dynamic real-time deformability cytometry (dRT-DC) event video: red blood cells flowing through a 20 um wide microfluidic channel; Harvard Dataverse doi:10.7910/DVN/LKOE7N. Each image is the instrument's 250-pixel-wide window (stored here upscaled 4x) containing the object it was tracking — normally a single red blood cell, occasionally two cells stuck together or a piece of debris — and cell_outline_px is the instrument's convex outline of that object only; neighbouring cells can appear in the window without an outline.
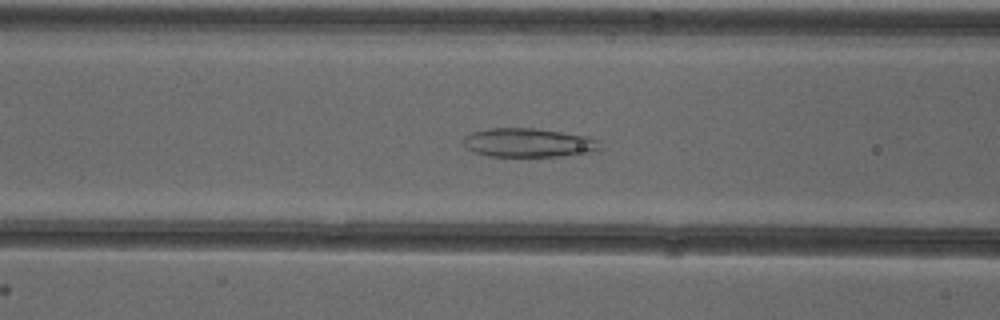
{"species": "common noctule bat (a hibernating species)", "species_latin": "Nyctalus noctula", "temperature_condition": "cold", "stored_images_in_passage": 53, "camera_frame_rate_fps": 3000, "um_per_image_px": 0.085, "animal": {"sex": "female"}, "frame": {"image": 1, "passage_image": 22, "time_ms": 7.0, "image_size_px": [1000, 320], "cell_outline_px": [[600, 148], [588, 152], [560, 156], [488, 156], [472, 152], [464, 144], [464, 136], [472, 132], [488, 128], [532, 128], [588, 136], [596, 140]], "centroid_in_image_um": [44.85, 12.13], "position_along_channel_um": 121.8, "area_um2": 22.66}}
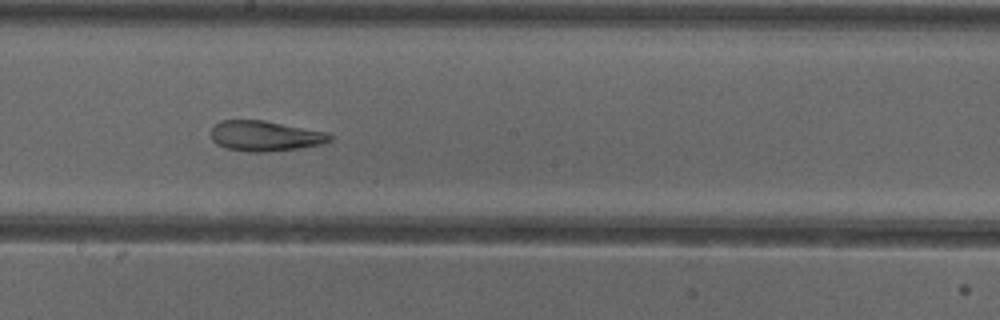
{"frame": {"image": 2, "passage_image": 30, "time_ms": 9.667, "image_size_px": [1000, 320], "cell_outline_px": [[332, 140], [320, 144], [300, 148], [264, 152], [248, 152], [224, 148], [216, 144], [212, 140], [212, 128], [220, 120], [264, 120], [328, 132], [332, 136]], "centroid_in_image_um": [22.53, 11.56], "position_along_channel_um": 225.7, "area_um2": 21.1}}
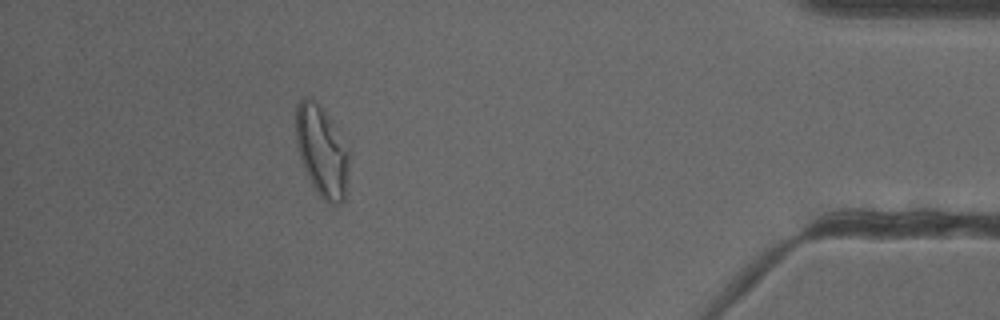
{"frame": {"image": 3, "passage_image": 48, "time_ms": 15.667, "image_size_px": [1000, 320], "cell_outline_px": [[348, 160], [344, 200], [340, 204], [328, 204], [320, 196], [312, 184], [304, 168], [296, 144], [296, 104], [304, 96], [308, 96], [320, 104], [332, 120], [348, 152]], "centroid_in_image_um": [27.32, 12.81], "position_along_channel_um": 407.9, "area_um2": 27.8}, "authors_computed_cell_mechanics": {"area_um2": 27.5128, "velocity_mm_per_s": 3.8926, "shape_relaxation_time_tau1_ms": null, "shape_relaxation_time_tau2_ms": 2.2654, "deformation_change_tau1": null, "deformation_change_tau2": 0.1124}}